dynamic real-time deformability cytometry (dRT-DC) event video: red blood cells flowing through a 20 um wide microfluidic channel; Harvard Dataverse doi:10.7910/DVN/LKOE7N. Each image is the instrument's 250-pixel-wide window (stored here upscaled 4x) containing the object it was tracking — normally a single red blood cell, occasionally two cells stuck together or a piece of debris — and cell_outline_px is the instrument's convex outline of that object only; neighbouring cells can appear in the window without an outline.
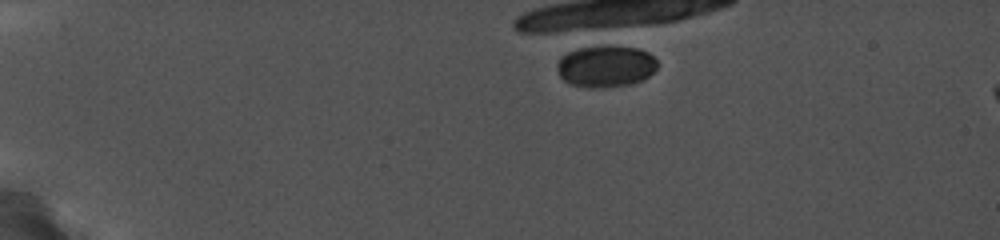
{"species": "common noctule bat (a hibernating species)", "species_latin": "Nyctalus noctula", "temperature_condition": "cold", "stored_images_in_passage": 1, "camera_frame_rate_fps": 5000, "um_per_image_px": 0.085, "animal": {"sex": "female", "body_mass_g": 19.0, "forearm_length_mm": 56.7}, "frame": {"image": 1, "passage_image": 1, "time_ms": 0.0, "image_size_px": [1000, 240], "cell_outline_px": [[656, 68], [644, 80], [632, 84], [604, 88], [588, 88], [568, 84], [560, 76], [556, 68], [556, 64], [560, 56], [568, 52], [588, 44], [608, 44], [636, 48], [648, 52], [656, 60]], "centroid_in_image_um": [51.44, 5.61], "position_along_channel_um": 33.6, "area_um2": 25.2}}